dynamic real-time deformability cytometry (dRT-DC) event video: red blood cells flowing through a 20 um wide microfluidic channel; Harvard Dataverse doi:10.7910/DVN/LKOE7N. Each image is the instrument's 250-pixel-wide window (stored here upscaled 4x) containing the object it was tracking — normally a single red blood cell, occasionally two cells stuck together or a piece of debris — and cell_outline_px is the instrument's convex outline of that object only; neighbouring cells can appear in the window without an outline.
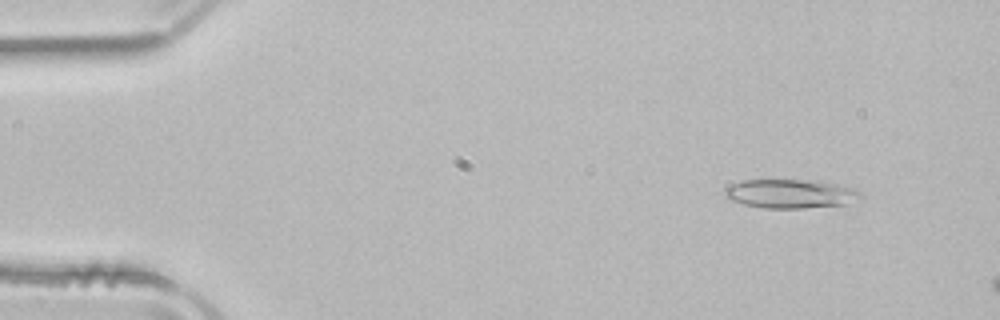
{"species": "common noctule bat (a hibernating species)", "species_latin": "Nyctalus noctula", "temperature_condition": "room temperature", "stored_images_in_passage": 10, "camera_frame_rate_fps": 3000, "um_per_image_px": 0.085, "animal": {"sex": "male", "body_mass_g": 21.5, "forearm_length_mm": 52.0}, "frame": {"image": 1, "passage_image": 4, "time_ms": 1.0, "image_size_px": [1000, 320], "cell_outline_px": [[864, 196], [844, 204], [804, 208], [764, 208], [744, 204], [732, 200], [724, 196], [724, 188], [732, 184], [744, 180], [820, 180], [852, 188], [860, 192]], "centroid_in_image_um": [67.17, 16.46], "position_along_channel_um": 17.8, "area_um2": 22.77}}